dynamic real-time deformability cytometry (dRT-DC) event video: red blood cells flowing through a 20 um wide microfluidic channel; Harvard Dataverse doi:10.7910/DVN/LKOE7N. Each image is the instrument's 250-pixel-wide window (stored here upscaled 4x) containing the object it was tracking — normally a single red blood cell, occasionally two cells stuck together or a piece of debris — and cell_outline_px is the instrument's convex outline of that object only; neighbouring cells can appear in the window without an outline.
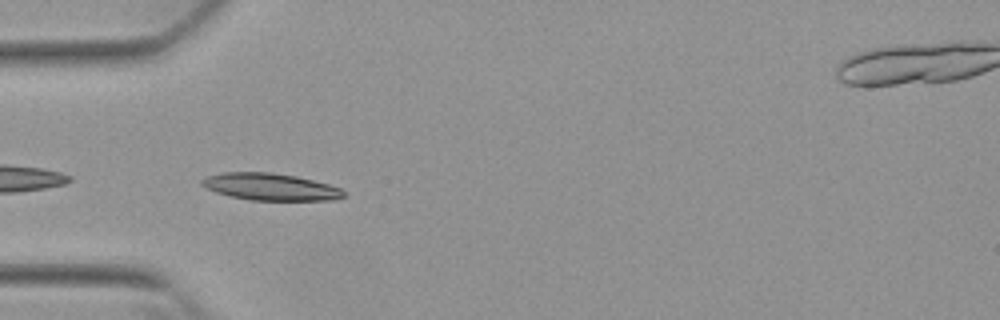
{"species": "Egyptian fruit bat (a non-hibernating species)", "species_latin": "Rousettus aegyptiacus", "temperature_condition": "warm", "stored_images_in_passage": 5, "camera_frame_rate_fps": 3000, "um_per_image_px": 0.085, "animal": {"sex": "female"}, "frame": {"image": 1, "passage_image": 1, "time_ms": 0.0, "image_size_px": [1000, 320], "cell_outline_px": [[344, 196], [332, 200], [252, 200], [228, 196], [204, 188], [200, 184], [200, 180], [208, 176], [224, 172], [272, 172], [296, 176], [328, 184], [340, 188], [344, 192]], "centroid_in_image_um": [22.93, 15.88], "position_along_channel_um": 62.1, "area_um2": 22.31}}